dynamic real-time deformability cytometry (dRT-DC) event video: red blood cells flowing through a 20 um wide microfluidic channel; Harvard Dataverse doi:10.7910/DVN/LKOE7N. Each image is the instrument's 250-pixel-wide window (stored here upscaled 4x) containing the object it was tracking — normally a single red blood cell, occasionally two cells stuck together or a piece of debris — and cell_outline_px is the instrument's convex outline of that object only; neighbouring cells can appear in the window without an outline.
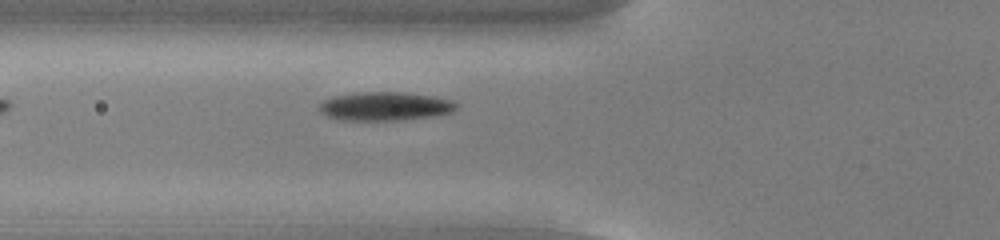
{"species": "common noctule bat (a hibernating species)", "species_latin": "Nyctalus noctula", "temperature_condition": "cold", "stored_images_in_passage": 16, "camera_frame_rate_fps": 3000, "um_per_image_px": 0.085, "animal": {"sex": "male", "body_mass_g": 13.0, "forearm_length_mm": 53.1}, "frame": {"image": 1, "passage_image": 3, "time_ms": 0.667, "image_size_px": [1000, 240], "cell_outline_px": [[460, 104], [452, 112], [432, 116], [404, 120], [336, 120], [320, 112], [320, 104], [324, 100], [332, 96], [360, 92], [404, 92], [432, 96], [452, 100]], "centroid_in_image_um": [32.74, 9.03], "position_along_channel_um": 93.1, "area_um2": 23.0}}
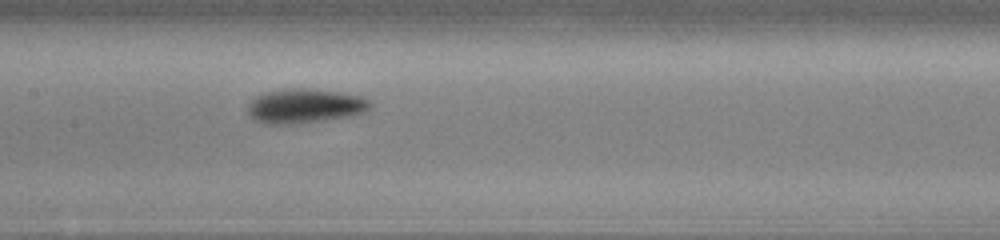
{"frame": {"image": 2, "passage_image": 10, "time_ms": 3.0, "image_size_px": [1000, 240], "cell_outline_px": [[372, 108], [364, 112], [352, 116], [300, 124], [264, 124], [252, 120], [248, 116], [248, 104], [256, 96], [264, 92], [288, 88], [300, 88], [336, 92], [360, 96], [368, 100], [372, 104]], "centroid_in_image_um": [25.87, 9.03], "position_along_channel_um": 181.5, "area_um2": 24.8}}
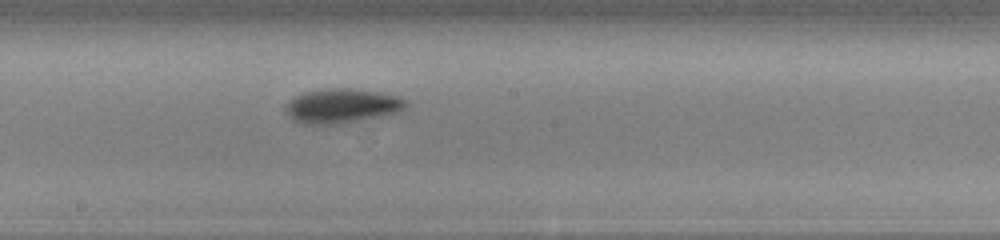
{"frame": {"image": 3, "passage_image": 13, "time_ms": 4.0, "image_size_px": [1000, 240], "cell_outline_px": [[408, 104], [404, 108], [396, 112], [340, 124], [304, 124], [292, 120], [284, 112], [284, 108], [288, 100], [304, 92], [328, 88], [348, 88], [380, 92], [400, 96], [408, 100]], "centroid_in_image_um": [29.02, 8.99], "position_along_channel_um": 219.2, "area_um2": 24.22}}